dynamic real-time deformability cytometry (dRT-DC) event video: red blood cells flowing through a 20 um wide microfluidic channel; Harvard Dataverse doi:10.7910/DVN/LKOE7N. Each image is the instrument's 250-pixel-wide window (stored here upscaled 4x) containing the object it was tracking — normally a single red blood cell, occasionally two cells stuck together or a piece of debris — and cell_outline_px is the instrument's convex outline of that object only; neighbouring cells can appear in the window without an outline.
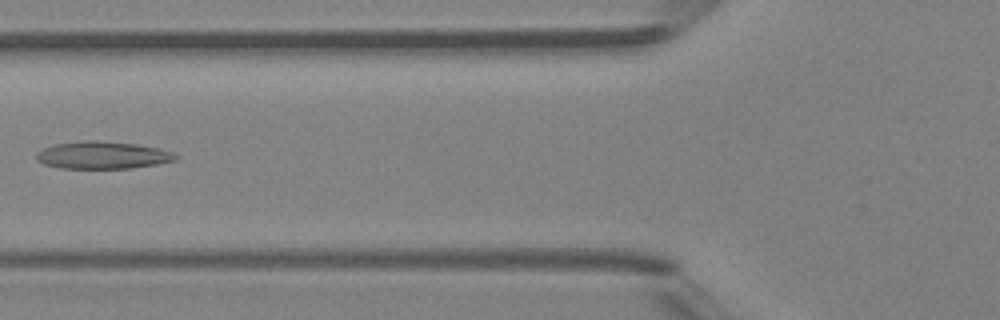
{"species": "Egyptian fruit bat (a non-hibernating species)", "species_latin": "Rousettus aegyptiacus", "temperature_condition": "room temperature", "stored_images_in_passage": 7, "camera_frame_rate_fps": 3000, "um_per_image_px": 0.085, "animal": {"sex": "female"}, "frame": {"image": 1, "passage_image": 6, "time_ms": 5.667, "image_size_px": [1000, 320], "cell_outline_px": [[180, 156], [176, 160], [156, 164], [128, 168], [60, 168], [44, 164], [36, 160], [36, 152], [52, 144], [84, 140], [96, 140], [136, 144], [156, 148], [172, 152]], "centroid_in_image_um": [8.68, 13.18], "position_along_channel_um": 117.1, "area_um2": 22.2}}
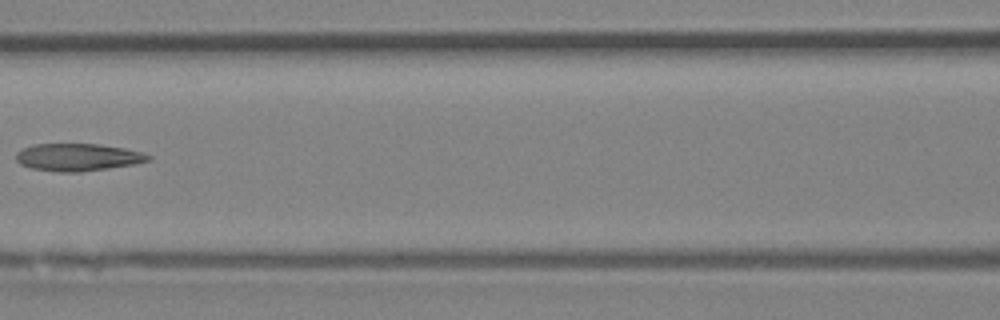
{"frame": {"image": 2, "passage_image": 7, "time_ms": 6.667, "image_size_px": [1000, 320], "cell_outline_px": [[152, 160], [136, 164], [80, 172], [60, 172], [32, 168], [20, 164], [16, 160], [16, 152], [32, 144], [100, 144], [124, 148], [140, 152], [152, 156]], "centroid_in_image_um": [6.63, 13.36], "position_along_channel_um": 160.0, "area_um2": 21.15}}